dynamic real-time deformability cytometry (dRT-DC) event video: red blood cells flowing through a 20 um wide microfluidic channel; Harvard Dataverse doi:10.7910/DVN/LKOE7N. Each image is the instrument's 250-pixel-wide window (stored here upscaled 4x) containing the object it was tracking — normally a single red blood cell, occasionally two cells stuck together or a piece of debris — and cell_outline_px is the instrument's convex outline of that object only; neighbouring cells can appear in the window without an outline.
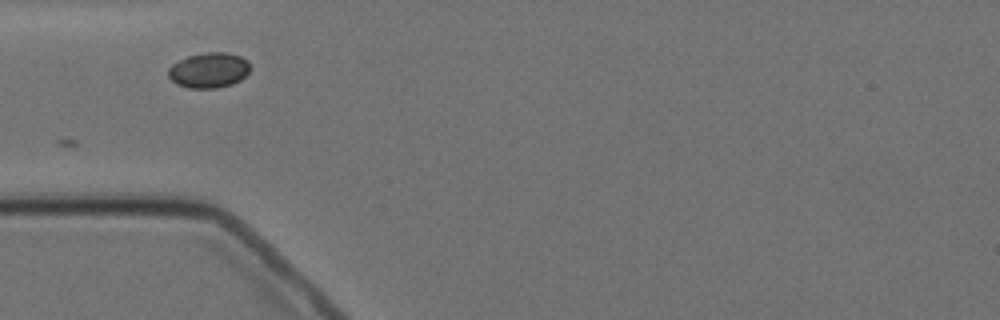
{"species": "Egyptian fruit bat (a non-hibernating species)", "species_latin": "Rousettus aegyptiacus", "temperature_condition": "cold", "stored_images_in_passage": 5, "camera_frame_rate_fps": 3000, "um_per_image_px": 0.085, "animal": {"sex": "female"}, "frame": {"image": 1, "passage_image": 2, "time_ms": 1.0, "image_size_px": [1000, 320], "cell_outline_px": [[252, 68], [240, 80], [232, 84], [216, 88], [188, 88], [176, 84], [168, 76], [168, 68], [172, 64], [188, 56], [208, 52], [228, 52], [240, 56], [248, 60]], "centroid_in_image_um": [17.77, 5.96], "position_along_channel_um": 67.2, "area_um2": 16.94}}
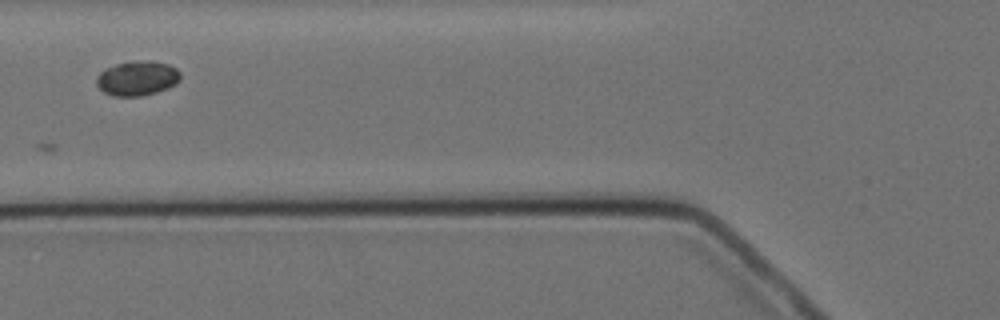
{"frame": {"image": 2, "passage_image": 3, "time_ms": 2.333, "image_size_px": [1000, 320], "cell_outline_px": [[180, 80], [176, 84], [168, 88], [156, 92], [140, 96], [112, 96], [104, 92], [96, 84], [96, 76], [104, 68], [116, 64], [132, 60], [148, 60], [168, 64], [176, 68], [180, 72]], "centroid_in_image_um": [11.66, 6.64], "position_along_channel_um": 114.1, "area_um2": 17.17}}